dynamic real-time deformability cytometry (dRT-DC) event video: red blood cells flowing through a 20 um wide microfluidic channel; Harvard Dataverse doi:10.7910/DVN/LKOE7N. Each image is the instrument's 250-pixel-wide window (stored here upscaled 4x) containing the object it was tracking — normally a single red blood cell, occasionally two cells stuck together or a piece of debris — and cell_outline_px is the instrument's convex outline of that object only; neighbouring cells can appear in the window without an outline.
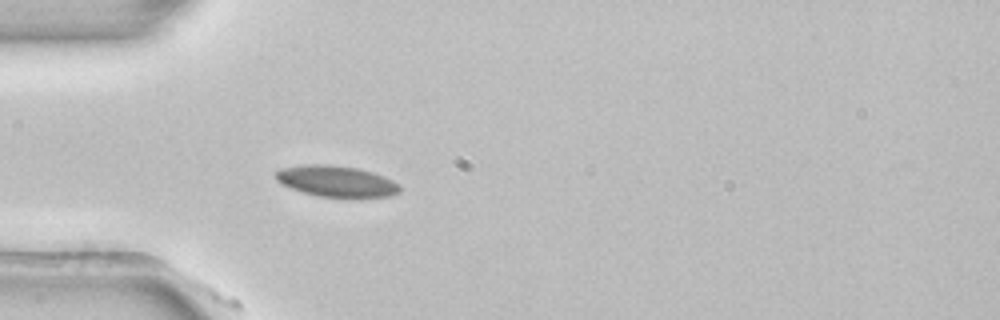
{"species": "common noctule bat (a hibernating species)", "species_latin": "Nyctalus noctula", "temperature_condition": "room temperature", "stored_images_in_passage": 12, "camera_frame_rate_fps": 3000, "um_per_image_px": 0.085, "animal": {"sex": "female", "body_mass_g": 22.7, "forearm_length_mm": 54.2}, "frame": {"image": 1, "passage_image": 6, "time_ms": 1.667, "image_size_px": [1000, 320], "cell_outline_px": [[400, 192], [392, 196], [360, 200], [356, 200], [320, 196], [304, 192], [280, 184], [276, 180], [276, 172], [280, 168], [304, 164], [328, 164], [356, 168], [372, 172], [384, 176], [400, 184]], "centroid_in_image_um": [28.66, 15.45], "position_along_channel_um": 56.3, "area_um2": 23.29}}